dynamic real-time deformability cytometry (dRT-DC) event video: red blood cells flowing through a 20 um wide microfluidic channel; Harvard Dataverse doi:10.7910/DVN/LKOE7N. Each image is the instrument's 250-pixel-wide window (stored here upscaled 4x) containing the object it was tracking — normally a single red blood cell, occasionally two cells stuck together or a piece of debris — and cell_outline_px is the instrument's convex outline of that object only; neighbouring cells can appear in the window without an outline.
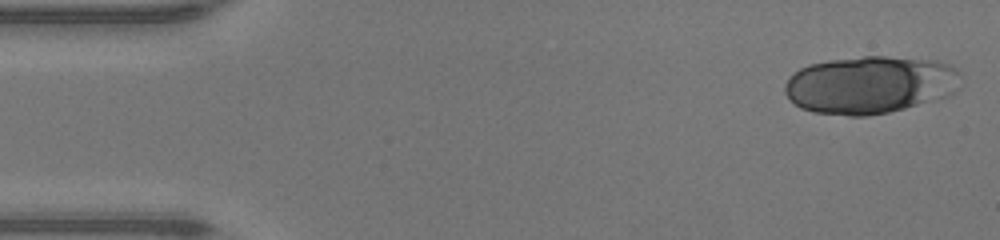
{"species": "human", "species_latin": "Homo sapiens", "temperature_condition": "warm", "stored_images_in_passage": 24, "camera_frame_rate_fps": 3000, "um_per_image_px": 0.085, "donor": {"sex": "male"}, "frame": {"image": 1, "passage_image": 1, "time_ms": 0.0, "image_size_px": [1000, 240], "cell_outline_px": [[960, 72], [928, 100], [904, 108], [888, 112], [868, 116], [848, 116], [812, 112], [800, 108], [784, 92], [784, 84], [788, 76], [792, 72], [808, 64], [828, 60], [864, 56], [884, 56], [936, 60], [948, 64], [956, 68]], "centroid_in_image_um": [73.67, 7.18], "position_along_channel_um": 11.3, "area_um2": 57.16}}
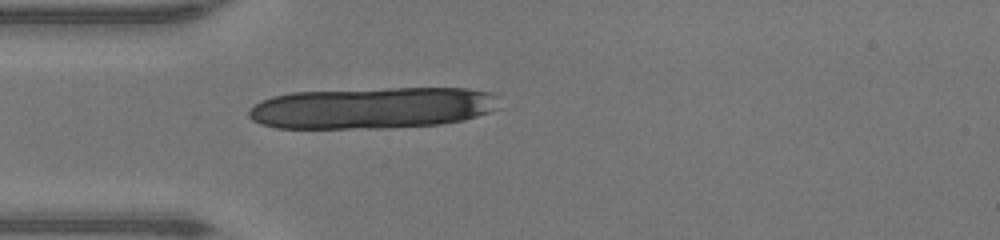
{"frame": {"image": 2, "passage_image": 12, "time_ms": 3.667, "image_size_px": [1000, 240], "cell_outline_px": [[500, 108], [492, 112], [464, 120], [440, 124], [388, 128], [276, 128], [260, 124], [252, 120], [248, 116], [248, 112], [260, 100], [272, 96], [292, 92], [384, 88], [468, 88], [496, 92]], "centroid_in_image_um": [31.71, 9.17], "position_along_channel_um": 53.3, "area_um2": 61.33}}